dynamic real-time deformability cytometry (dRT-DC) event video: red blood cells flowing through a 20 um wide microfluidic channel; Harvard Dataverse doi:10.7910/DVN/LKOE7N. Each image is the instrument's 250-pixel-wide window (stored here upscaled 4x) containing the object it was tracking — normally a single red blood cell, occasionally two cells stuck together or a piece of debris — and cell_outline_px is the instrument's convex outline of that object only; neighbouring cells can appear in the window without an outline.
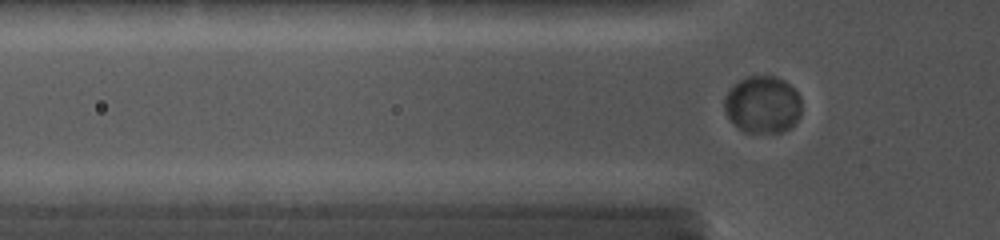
{"species": "common noctule bat (a hibernating species)", "species_latin": "Nyctalus noctula", "temperature_condition": "cold", "stored_images_in_passage": 51, "camera_frame_rate_fps": 5000, "um_per_image_px": 0.085, "animal": {"sex": "female", "body_mass_g": 19.0, "forearm_length_mm": 56.7}, "frame": {"image": 1, "passage_image": 4, "time_ms": 0.4, "image_size_px": [1000, 240], "cell_outline_px": [[800, 112], [796, 120], [788, 128], [780, 132], [744, 132], [728, 116], [724, 108], [724, 104], [728, 92], [744, 76], [772, 76], [784, 80], [796, 92], [800, 100]], "centroid_in_image_um": [64.82, 8.88], "position_along_channel_um": 61.0, "area_um2": 25.03}}
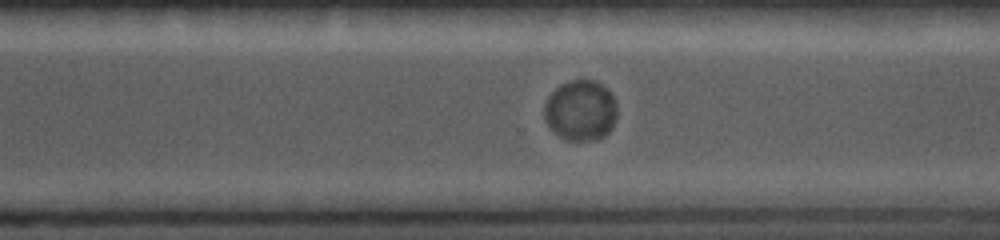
{"frame": {"image": 2, "passage_image": 33, "time_ms": 7.0, "image_size_px": [1000, 240], "cell_outline_px": [[616, 120], [612, 128], [604, 136], [596, 140], [564, 140], [548, 128], [544, 120], [544, 104], [548, 96], [560, 84], [572, 80], [596, 80], [608, 88], [612, 92], [616, 100]], "centroid_in_image_um": [49.35, 9.39], "position_along_channel_um": 321.2, "area_um2": 26.3}}
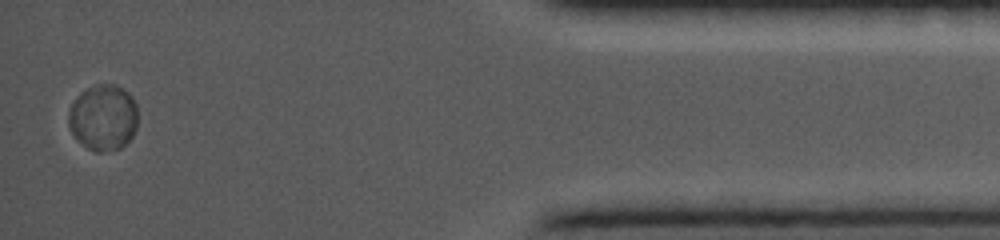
{"frame": {"image": 3, "passage_image": 49, "time_ms": 10.8, "image_size_px": [1000, 240], "cell_outline_px": [[136, 128], [132, 136], [120, 148], [104, 152], [96, 152], [88, 148], [72, 132], [68, 124], [68, 112], [76, 96], [80, 92], [96, 84], [116, 84], [124, 88], [132, 96], [136, 104]], "centroid_in_image_um": [8.78, 9.96], "position_along_channel_um": 426.4, "area_um2": 26.59}}